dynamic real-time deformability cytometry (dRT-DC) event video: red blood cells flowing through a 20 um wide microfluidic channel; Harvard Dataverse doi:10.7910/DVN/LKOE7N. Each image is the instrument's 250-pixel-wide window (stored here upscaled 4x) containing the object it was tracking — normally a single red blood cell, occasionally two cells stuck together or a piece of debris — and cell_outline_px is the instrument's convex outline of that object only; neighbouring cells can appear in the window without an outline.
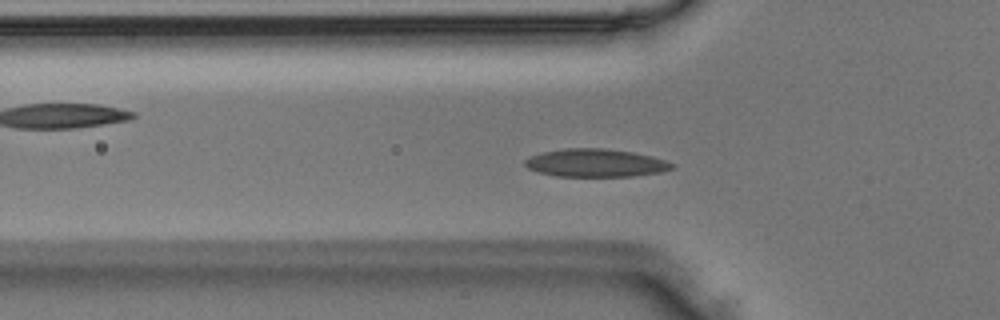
{"species": "Egyptian fruit bat (a non-hibernating species)", "species_latin": "Rousettus aegyptiacus", "temperature_condition": "room temperature", "stored_images_in_passage": 49, "camera_frame_rate_fps": 3000, "um_per_image_px": 0.085, "animal": {"sex": "male"}, "frame": {"image": 1, "passage_image": 15, "time_ms": 4.667, "image_size_px": [1000, 320], "cell_outline_px": [[676, 168], [660, 172], [632, 176], [556, 176], [540, 172], [528, 168], [524, 164], [524, 160], [532, 156], [544, 152], [564, 148], [604, 148], [632, 152], [652, 156], [676, 164]], "centroid_in_image_um": [50.67, 13.85], "position_along_channel_um": 75.1, "area_um2": 23.87}}
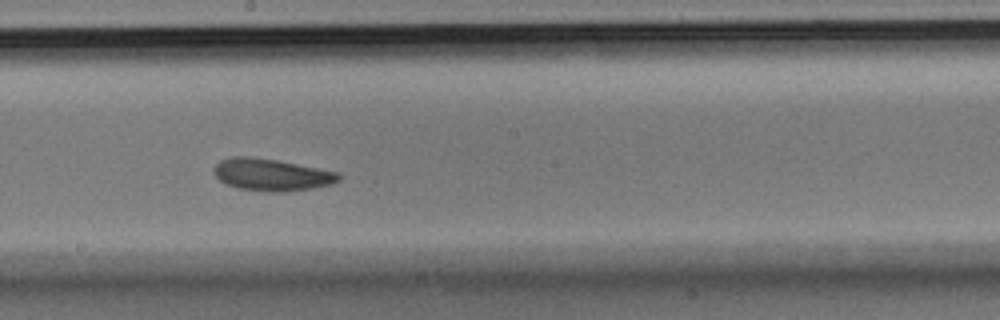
{"frame": {"image": 2, "passage_image": 26, "time_ms": 8.333, "image_size_px": [1000, 320], "cell_outline_px": [[340, 180], [332, 184], [312, 188], [284, 192], [272, 192], [236, 188], [220, 180], [216, 176], [216, 164], [220, 160], [232, 156], [248, 156], [276, 160], [340, 172]], "centroid_in_image_um": [23.12, 14.85], "position_along_channel_um": 225.1, "area_um2": 23.18}}
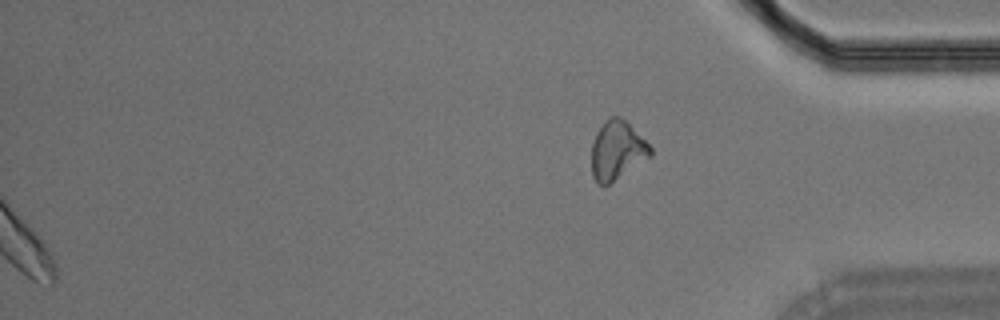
{"frame": {"image": 3, "passage_image": 49, "time_ms": 16.0, "image_size_px": [1000, 320], "cell_outline_px": [[652, 156], [604, 188], [596, 184], [592, 176], [592, 144], [596, 132], [604, 120], [612, 116], [620, 116], [652, 148]], "centroid_in_image_um": [52.42, 12.83], "position_along_channel_um": 382.8, "area_um2": 20.29}}